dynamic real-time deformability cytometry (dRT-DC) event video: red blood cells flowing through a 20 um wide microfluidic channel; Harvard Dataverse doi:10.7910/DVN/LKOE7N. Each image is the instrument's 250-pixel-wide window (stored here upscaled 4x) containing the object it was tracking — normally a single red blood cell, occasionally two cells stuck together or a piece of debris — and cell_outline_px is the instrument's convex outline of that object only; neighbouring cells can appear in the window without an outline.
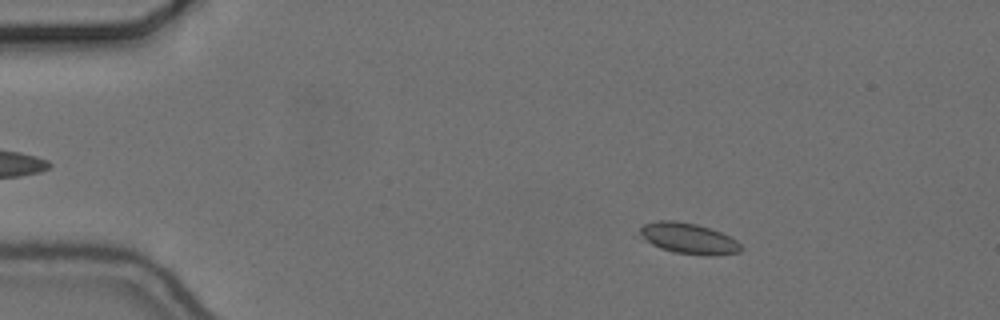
{"species": "common noctule bat (a hibernating species)", "species_latin": "Nyctalus noctula", "temperature_condition": "cold", "stored_images_in_passage": 40, "camera_frame_rate_fps": 3000, "um_per_image_px": 0.085, "animal": {"sex": "female", "body_mass_g": 24.6, "forearm_length_mm": 56.2}, "frame": {"image": 1, "passage_image": 9, "time_ms": 2.667, "image_size_px": [1000, 320], "cell_outline_px": [[744, 248], [740, 252], [712, 256], [708, 256], [676, 252], [660, 248], [652, 244], [640, 232], [640, 228], [644, 224], [660, 220], [676, 220], [696, 224], [720, 232], [736, 240]], "centroid_in_image_um": [58.58, 20.27], "position_along_channel_um": 26.4, "area_um2": 17.86}}
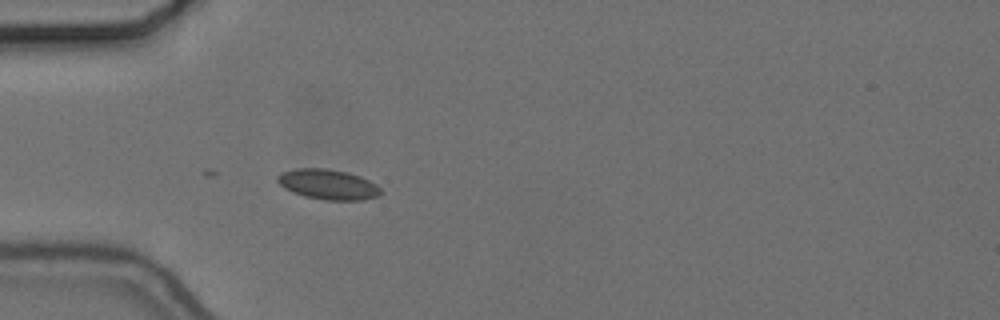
{"frame": {"image": 2, "passage_image": 17, "time_ms": 5.333, "image_size_px": [1000, 320], "cell_outline_px": [[384, 192], [380, 196], [364, 200], [324, 200], [304, 196], [292, 192], [284, 188], [276, 180], [276, 176], [280, 172], [296, 168], [324, 168], [348, 172], [360, 176], [376, 184]], "centroid_in_image_um": [27.89, 15.68], "position_along_channel_um": 57.1, "area_um2": 18.44}}